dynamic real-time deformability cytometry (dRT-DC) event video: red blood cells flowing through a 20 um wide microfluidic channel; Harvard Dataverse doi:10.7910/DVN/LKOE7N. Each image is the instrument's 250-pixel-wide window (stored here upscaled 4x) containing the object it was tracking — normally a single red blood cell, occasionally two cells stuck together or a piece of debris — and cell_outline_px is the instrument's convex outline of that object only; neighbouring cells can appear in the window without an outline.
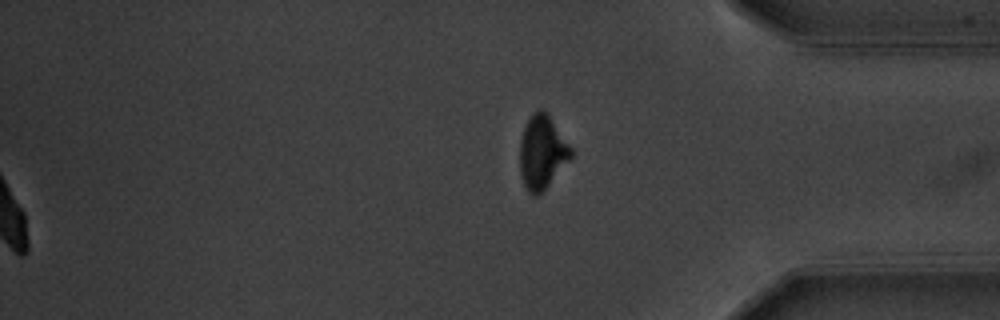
{"species": "common noctule bat (a hibernating species)", "species_latin": "Nyctalus noctula", "temperature_condition": "warm", "stored_images_in_passage": 51, "segment_of_instrument_passage": [2, 2], "camera_frame_rate_fps": 3000, "um_per_image_px": 0.085, "animal": {"sex": "male", "body_mass_g": 20.1, "forearm_length_mm": 53.5}, "frame": {"image": 1, "passage_image": 51, "time_ms": 16.667, "image_size_px": [1000, 320], "cell_outline_px": [[572, 156], [544, 192], [536, 196], [532, 196], [528, 192], [524, 184], [520, 172], [520, 140], [524, 128], [532, 112], [540, 108], [548, 116], [572, 148]], "centroid_in_image_um": [46.06, 12.99], "position_along_channel_um": 389.1, "area_um2": 21.73}}